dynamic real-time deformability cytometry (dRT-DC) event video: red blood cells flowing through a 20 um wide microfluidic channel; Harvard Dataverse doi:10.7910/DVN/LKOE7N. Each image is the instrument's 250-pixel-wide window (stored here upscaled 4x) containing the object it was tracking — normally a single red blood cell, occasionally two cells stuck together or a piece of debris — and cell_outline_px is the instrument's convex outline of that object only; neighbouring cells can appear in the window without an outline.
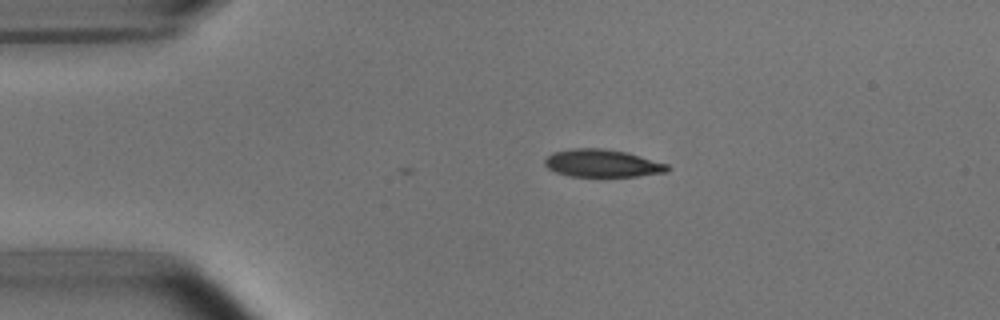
{"species": "common noctule bat (a hibernating species)", "species_latin": "Nyctalus noctula", "temperature_condition": "room temperature", "stored_images_in_passage": 2, "camera_frame_rate_fps": 3000, "um_per_image_px": 0.085, "animal": {"sex": "male", "body_mass_g": 15.6}, "frame": {"image": 1, "passage_image": 1, "time_ms": 0.0, "image_size_px": [1000, 320], "cell_outline_px": [[672, 168], [668, 172], [636, 176], [572, 176], [556, 172], [548, 168], [544, 164], [544, 160], [552, 152], [572, 148], [604, 148], [628, 152], [668, 164]], "centroid_in_image_um": [51.22, 13.87], "position_along_channel_um": 33.8, "area_um2": 19.88}}